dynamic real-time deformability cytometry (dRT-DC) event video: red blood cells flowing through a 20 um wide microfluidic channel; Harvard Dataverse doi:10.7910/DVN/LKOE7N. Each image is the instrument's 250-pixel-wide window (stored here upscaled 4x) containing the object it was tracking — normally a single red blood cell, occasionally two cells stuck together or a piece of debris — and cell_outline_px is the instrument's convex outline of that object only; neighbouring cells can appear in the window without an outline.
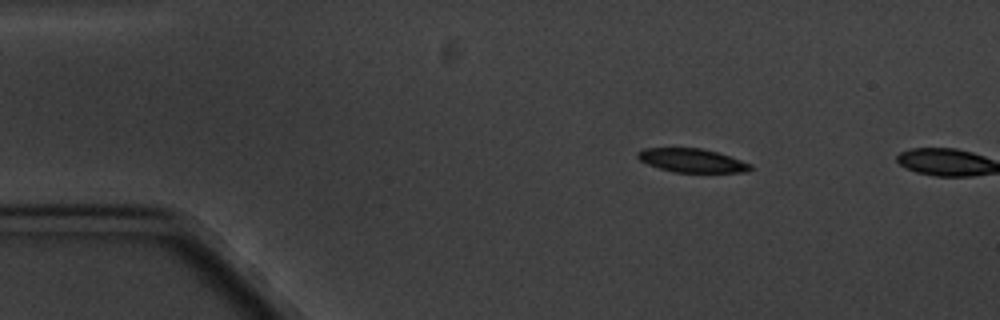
{"species": "common noctule bat (a hibernating species)", "species_latin": "Nyctalus noctula", "temperature_condition": "cold", "stored_images_in_passage": 2, "camera_frame_rate_fps": 3000, "um_per_image_px": 0.085, "animal": {"sex": "male", "body_mass_g": 20.1, "forearm_length_mm": 53.5}, "frame": {"image": 1, "passage_image": 1, "time_ms": 0.0, "image_size_px": [1000, 320], "cell_outline_px": [[752, 168], [748, 172], [676, 172], [660, 168], [648, 164], [640, 160], [636, 156], [636, 152], [644, 148], [700, 148], [716, 152], [752, 164]], "centroid_in_image_um": [58.8, 13.64], "position_along_channel_um": 26.2, "area_um2": 15.37}}